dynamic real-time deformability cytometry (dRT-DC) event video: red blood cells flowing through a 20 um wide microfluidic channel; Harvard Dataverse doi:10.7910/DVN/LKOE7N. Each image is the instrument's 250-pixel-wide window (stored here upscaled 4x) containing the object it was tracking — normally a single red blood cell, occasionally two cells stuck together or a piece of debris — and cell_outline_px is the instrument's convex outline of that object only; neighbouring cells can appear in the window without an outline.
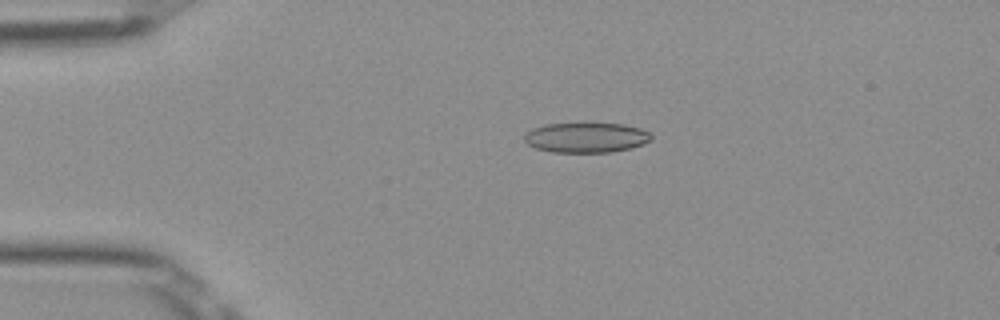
{"species": "Egyptian fruit bat (a non-hibernating species)", "species_latin": "Rousettus aegyptiacus", "temperature_condition": "room temperature", "stored_images_in_passage": 51, "camera_frame_rate_fps": 3000, "um_per_image_px": 0.085, "frame": {"image": 1, "passage_image": 11, "time_ms": 3.333, "image_size_px": [1000, 320], "cell_outline_px": [[652, 140], [644, 144], [632, 148], [612, 152], [552, 152], [536, 148], [528, 144], [524, 140], [524, 136], [532, 128], [544, 124], [624, 124], [640, 128], [648, 132], [652, 136]], "centroid_in_image_um": [49.85, 11.7], "position_along_channel_um": 35.2, "area_um2": 22.14}}
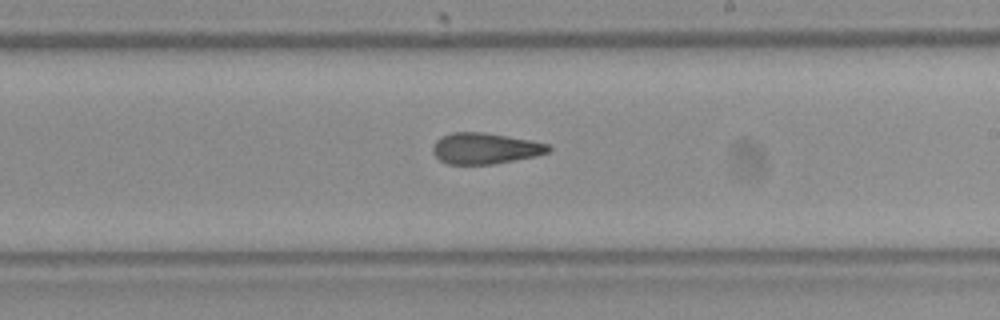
{"frame": {"image": 2, "passage_image": 30, "time_ms": 9.667, "image_size_px": [1000, 320], "cell_outline_px": [[552, 148], [548, 152], [536, 156], [496, 164], [448, 164], [440, 160], [432, 152], [432, 148], [436, 140], [440, 136], [452, 132], [484, 132], [532, 140], [552, 144]], "centroid_in_image_um": [41.26, 12.61], "position_along_channel_um": 247.7, "area_um2": 21.21}}
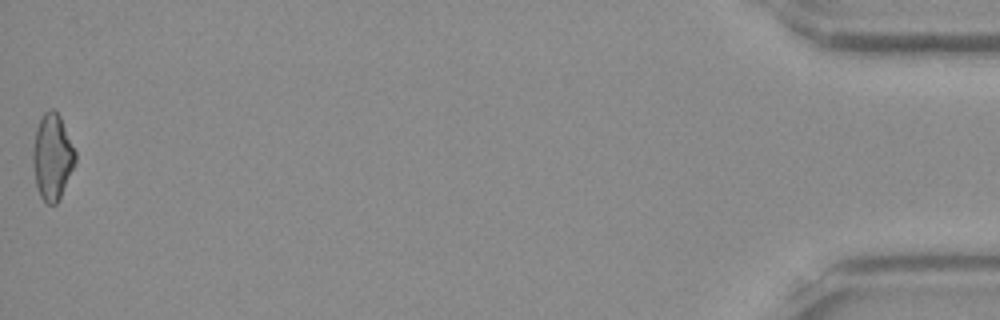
{"frame": {"image": 3, "passage_image": 51, "time_ms": 16.667, "image_size_px": [1000, 320], "cell_outline_px": [[76, 160], [60, 196], [56, 204], [48, 204], [40, 196], [36, 188], [32, 160], [32, 148], [36, 128], [40, 116], [44, 112], [52, 108], [60, 116], [76, 152]], "centroid_in_image_um": [4.41, 13.3], "position_along_channel_um": 430.8, "area_um2": 21.15}, "authors_computed_cell_mechanics": {"area_um2": 21.675, "velocity_mm_per_s": 3.9903, "shape_relaxation_time_tau1_ms": null, "shape_relaxation_time_tau2_ms": 3.0746, "deformation_change_tau1": null, "deformation_change_tau2": 0.1289}}